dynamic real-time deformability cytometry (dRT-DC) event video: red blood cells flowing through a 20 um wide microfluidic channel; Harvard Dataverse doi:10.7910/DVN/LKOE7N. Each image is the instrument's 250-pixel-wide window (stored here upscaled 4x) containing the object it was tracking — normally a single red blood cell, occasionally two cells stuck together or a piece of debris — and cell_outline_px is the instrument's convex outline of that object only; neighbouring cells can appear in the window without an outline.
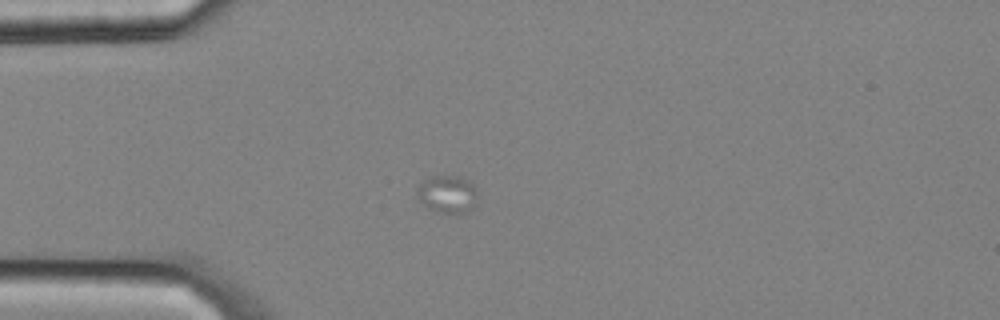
{"species": "common noctule bat (a hibernating species)", "species_latin": "Nyctalus noctula", "temperature_condition": "cold", "stored_images_in_passage": 4, "camera_frame_rate_fps": 3000, "um_per_image_px": 0.085, "animal": {"sex": "male", "body_mass_g": 20.4}, "frame": {"image": 1, "passage_image": 3, "time_ms": 0.667, "image_size_px": [1000, 320], "cell_outline_px": [[476, 204], [468, 212], [456, 216], [428, 208], [420, 200], [416, 192], [416, 188], [424, 180], [432, 176], [456, 176], [472, 184], [476, 188]], "centroid_in_image_um": [38.04, 16.54], "position_along_channel_um": 47.0, "area_um2": 13.29}}